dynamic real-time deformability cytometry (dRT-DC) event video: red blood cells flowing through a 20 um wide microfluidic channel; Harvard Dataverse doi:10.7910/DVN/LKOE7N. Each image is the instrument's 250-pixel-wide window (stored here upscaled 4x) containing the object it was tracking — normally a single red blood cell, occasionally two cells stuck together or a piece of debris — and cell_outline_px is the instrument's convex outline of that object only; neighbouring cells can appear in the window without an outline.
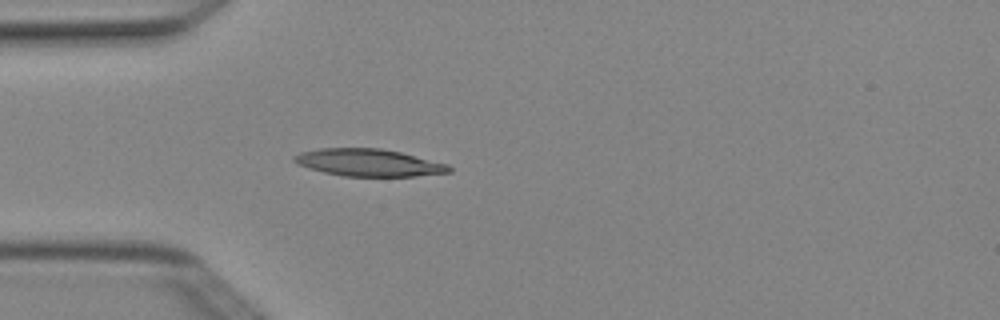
{"species": "Egyptian fruit bat (a non-hibernating species)", "species_latin": "Rousettus aegyptiacus", "temperature_condition": "cold", "stored_images_in_passage": 4, "camera_frame_rate_fps": 3000, "um_per_image_px": 0.085, "animal": {"sex": "female"}, "frame": {"image": 1, "passage_image": 4, "time_ms": 1.0, "image_size_px": [1000, 320], "cell_outline_px": [[452, 172], [416, 176], [344, 176], [324, 172], [308, 168], [296, 164], [292, 160], [292, 156], [300, 152], [320, 148], [380, 148], [400, 152], [448, 164], [452, 168]], "centroid_in_image_um": [31.31, 13.82], "position_along_channel_um": 53.7, "area_um2": 24.68}}